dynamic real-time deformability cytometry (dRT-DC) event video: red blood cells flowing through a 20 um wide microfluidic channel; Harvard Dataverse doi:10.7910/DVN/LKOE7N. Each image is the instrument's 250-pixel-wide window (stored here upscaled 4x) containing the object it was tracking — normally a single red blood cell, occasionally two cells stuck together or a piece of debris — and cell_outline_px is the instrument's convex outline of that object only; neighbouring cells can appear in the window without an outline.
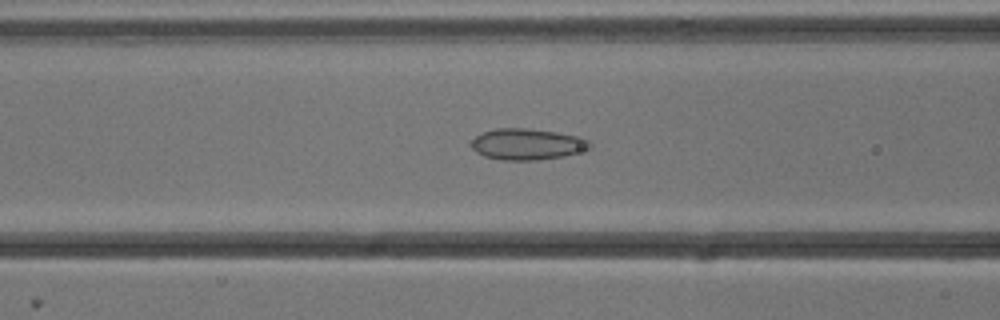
{"species": "common noctule bat (a hibernating species)", "species_latin": "Nyctalus noctula", "temperature_condition": "cold", "stored_images_in_passage": 18, "camera_frame_rate_fps": 3000, "um_per_image_px": 0.085, "animal": {"sex": "male", "body_mass_g": 13.3}, "frame": {"image": 1, "passage_image": 10, "time_ms": 3.0, "image_size_px": [1000, 320], "cell_outline_px": [[592, 148], [564, 156], [536, 160], [504, 160], [484, 156], [476, 152], [468, 144], [476, 136], [484, 132], [496, 128], [528, 128], [556, 132], [580, 136], [588, 140], [592, 144]], "centroid_in_image_um": [44.81, 12.25], "position_along_channel_um": 121.8, "area_um2": 21.68}}
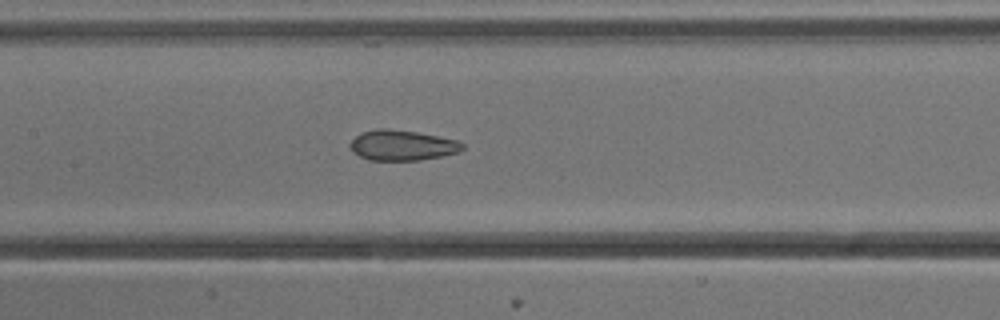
{"frame": {"image": 2, "passage_image": 14, "time_ms": 4.333, "image_size_px": [1000, 320], "cell_outline_px": [[464, 148], [460, 152], [420, 160], [368, 160], [352, 152], [348, 144], [356, 136], [364, 132], [376, 128], [388, 128], [416, 132], [460, 140], [464, 144]], "centroid_in_image_um": [34.19, 12.35], "position_along_channel_um": 173.2, "area_um2": 20.0}}
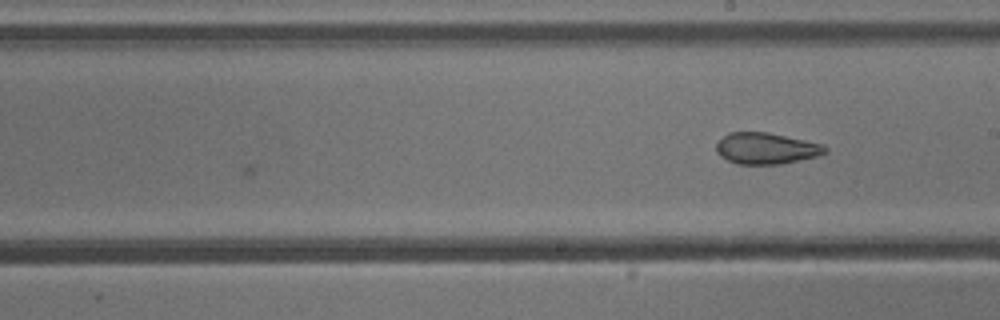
{"frame": {"image": 3, "passage_image": 18, "time_ms": 5.667, "image_size_px": [1000, 320], "cell_outline_px": [[828, 152], [816, 156], [780, 164], [736, 164], [720, 156], [716, 152], [716, 144], [728, 132], [768, 132], [824, 144], [828, 148]], "centroid_in_image_um": [65.13, 12.61], "position_along_channel_um": 223.9, "area_um2": 19.88}}